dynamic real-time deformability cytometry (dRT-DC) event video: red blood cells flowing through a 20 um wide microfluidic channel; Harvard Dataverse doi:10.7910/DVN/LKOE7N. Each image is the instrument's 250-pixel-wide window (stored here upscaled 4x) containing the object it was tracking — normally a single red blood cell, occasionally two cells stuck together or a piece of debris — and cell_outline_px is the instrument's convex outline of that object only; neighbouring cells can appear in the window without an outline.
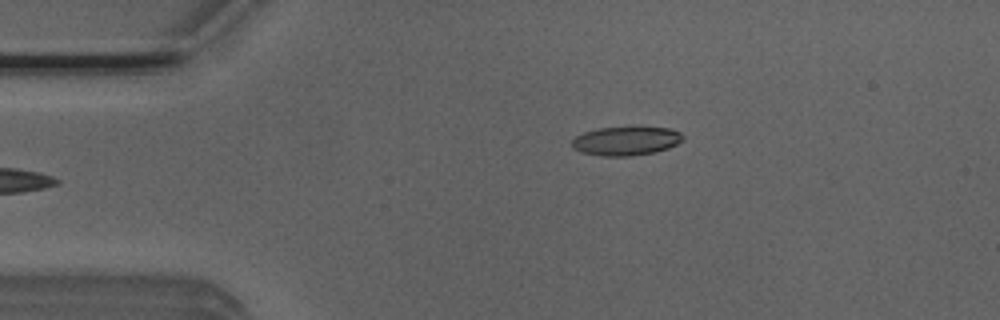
{"species": "Egyptian fruit bat (a non-hibernating species)", "species_latin": "Rousettus aegyptiacus", "temperature_condition": "room temperature", "stored_images_in_passage": 43, "camera_frame_rate_fps": 3000, "um_per_image_px": 0.085, "animal": {"sex": "male"}, "frame": {"image": 1, "passage_image": 1, "time_ms": 0.0, "image_size_px": [1000, 320], "cell_outline_px": [[684, 140], [668, 148], [652, 152], [632, 156], [600, 156], [580, 152], [572, 148], [572, 140], [576, 136], [584, 132], [600, 128], [640, 124], [672, 128], [680, 132], [684, 136]], "centroid_in_image_um": [53.25, 11.93], "position_along_channel_um": 31.7, "area_um2": 19.54}}
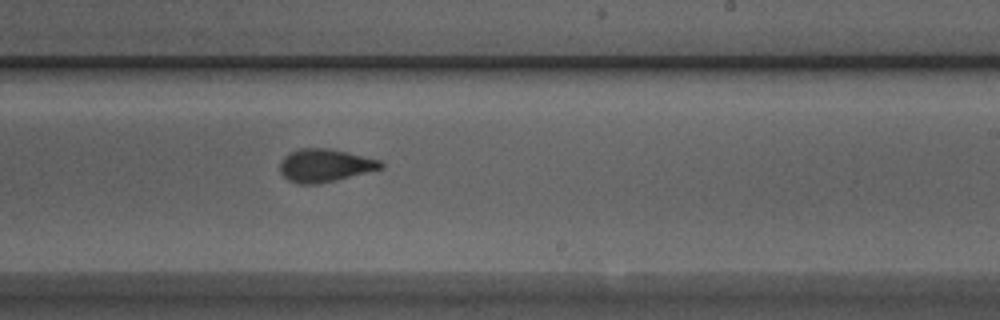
{"frame": {"image": 2, "passage_image": 22, "time_ms": 7.0, "image_size_px": [1000, 320], "cell_outline_px": [[384, 168], [336, 180], [316, 184], [296, 184], [288, 180], [280, 172], [280, 160], [288, 152], [300, 148], [328, 148], [380, 160], [384, 164]], "centroid_in_image_um": [27.58, 14.06], "position_along_channel_um": 261.4, "area_um2": 19.42}}
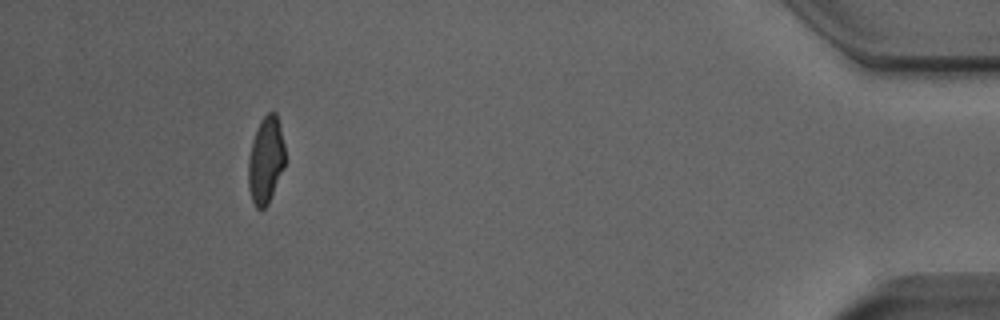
{"frame": {"image": 3, "passage_image": 39, "time_ms": 12.667, "image_size_px": [1000, 320], "cell_outline_px": [[284, 164], [268, 204], [260, 212], [256, 208], [252, 200], [248, 188], [248, 156], [252, 140], [264, 116], [268, 112], [276, 112], [284, 144]], "centroid_in_image_um": [22.56, 13.65], "position_along_channel_um": 412.6, "area_um2": 18.32}, "authors_computed_cell_mechanics": {"area_um2": 19.363, "velocity_mm_per_s": 3.8862, "shape_relaxation_time_tau1_ms": 5.5851, "shape_relaxation_time_tau2_ms": 1.173, "deformation_change_tau1": 0.1861, "deformation_change_tau2": 0.0794}}